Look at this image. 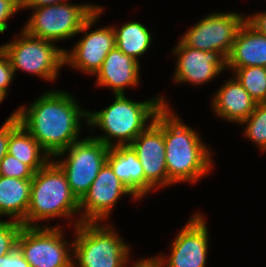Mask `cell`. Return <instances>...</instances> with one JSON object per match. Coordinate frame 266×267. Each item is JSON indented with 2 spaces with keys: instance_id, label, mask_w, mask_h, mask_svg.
Masks as SVG:
<instances>
[{
  "instance_id": "1",
  "label": "cell",
  "mask_w": 266,
  "mask_h": 267,
  "mask_svg": "<svg viewBox=\"0 0 266 267\" xmlns=\"http://www.w3.org/2000/svg\"><path fill=\"white\" fill-rule=\"evenodd\" d=\"M87 112L72 94L51 90L37 97L29 106H20L17 117L53 158L80 140L81 120L87 124Z\"/></svg>"
},
{
  "instance_id": "2",
  "label": "cell",
  "mask_w": 266,
  "mask_h": 267,
  "mask_svg": "<svg viewBox=\"0 0 266 267\" xmlns=\"http://www.w3.org/2000/svg\"><path fill=\"white\" fill-rule=\"evenodd\" d=\"M172 109L164 107L165 161L168 186L196 183L213 168L210 147L199 133L183 123ZM209 148V149H208Z\"/></svg>"
},
{
  "instance_id": "3",
  "label": "cell",
  "mask_w": 266,
  "mask_h": 267,
  "mask_svg": "<svg viewBox=\"0 0 266 267\" xmlns=\"http://www.w3.org/2000/svg\"><path fill=\"white\" fill-rule=\"evenodd\" d=\"M114 96V102L105 109L87 112L89 129L96 127L105 132L103 135L92 136V138L103 142L108 147L130 145L154 122L156 115L164 107L170 106L161 95L143 102L132 101L126 97L125 93L114 94Z\"/></svg>"
},
{
  "instance_id": "4",
  "label": "cell",
  "mask_w": 266,
  "mask_h": 267,
  "mask_svg": "<svg viewBox=\"0 0 266 267\" xmlns=\"http://www.w3.org/2000/svg\"><path fill=\"white\" fill-rule=\"evenodd\" d=\"M79 210V201L70 190L65 172L52 158L34 173L29 208L22 224L41 227L40 220L76 217Z\"/></svg>"
},
{
  "instance_id": "5",
  "label": "cell",
  "mask_w": 266,
  "mask_h": 267,
  "mask_svg": "<svg viewBox=\"0 0 266 267\" xmlns=\"http://www.w3.org/2000/svg\"><path fill=\"white\" fill-rule=\"evenodd\" d=\"M74 229L73 267H128L130 264V246L111 224L81 222Z\"/></svg>"
},
{
  "instance_id": "6",
  "label": "cell",
  "mask_w": 266,
  "mask_h": 267,
  "mask_svg": "<svg viewBox=\"0 0 266 267\" xmlns=\"http://www.w3.org/2000/svg\"><path fill=\"white\" fill-rule=\"evenodd\" d=\"M16 37L0 46L9 58L14 75L22 70L45 81L56 80L65 65V49L54 42L34 37L24 29Z\"/></svg>"
},
{
  "instance_id": "7",
  "label": "cell",
  "mask_w": 266,
  "mask_h": 267,
  "mask_svg": "<svg viewBox=\"0 0 266 267\" xmlns=\"http://www.w3.org/2000/svg\"><path fill=\"white\" fill-rule=\"evenodd\" d=\"M98 5L73 4L69 2L46 5L32 9L24 29L28 34L51 42L77 36L85 21L97 10Z\"/></svg>"
},
{
  "instance_id": "8",
  "label": "cell",
  "mask_w": 266,
  "mask_h": 267,
  "mask_svg": "<svg viewBox=\"0 0 266 267\" xmlns=\"http://www.w3.org/2000/svg\"><path fill=\"white\" fill-rule=\"evenodd\" d=\"M108 152L107 145L88 136L53 157V160L65 172L70 190L78 201L87 193L99 171L107 162ZM64 154L67 158L58 160L65 156Z\"/></svg>"
},
{
  "instance_id": "9",
  "label": "cell",
  "mask_w": 266,
  "mask_h": 267,
  "mask_svg": "<svg viewBox=\"0 0 266 267\" xmlns=\"http://www.w3.org/2000/svg\"><path fill=\"white\" fill-rule=\"evenodd\" d=\"M17 248L30 267H73V242L64 239L60 226H23Z\"/></svg>"
},
{
  "instance_id": "10",
  "label": "cell",
  "mask_w": 266,
  "mask_h": 267,
  "mask_svg": "<svg viewBox=\"0 0 266 267\" xmlns=\"http://www.w3.org/2000/svg\"><path fill=\"white\" fill-rule=\"evenodd\" d=\"M246 17L235 12H214L206 15L181 37V41L194 49L218 51L226 59Z\"/></svg>"
},
{
  "instance_id": "11",
  "label": "cell",
  "mask_w": 266,
  "mask_h": 267,
  "mask_svg": "<svg viewBox=\"0 0 266 267\" xmlns=\"http://www.w3.org/2000/svg\"><path fill=\"white\" fill-rule=\"evenodd\" d=\"M103 11V7L98 5L97 10L85 21L78 33H85L84 37L76 42L71 51L65 50V66L95 76L107 54L116 47L113 26L87 31L95 25Z\"/></svg>"
},
{
  "instance_id": "12",
  "label": "cell",
  "mask_w": 266,
  "mask_h": 267,
  "mask_svg": "<svg viewBox=\"0 0 266 267\" xmlns=\"http://www.w3.org/2000/svg\"><path fill=\"white\" fill-rule=\"evenodd\" d=\"M186 223L171 242L169 257H153L158 267H206L209 231L204 215L196 212Z\"/></svg>"
},
{
  "instance_id": "13",
  "label": "cell",
  "mask_w": 266,
  "mask_h": 267,
  "mask_svg": "<svg viewBox=\"0 0 266 267\" xmlns=\"http://www.w3.org/2000/svg\"><path fill=\"white\" fill-rule=\"evenodd\" d=\"M142 164L145 174V196L152 190L168 186L165 161L164 108L154 122L130 144Z\"/></svg>"
},
{
  "instance_id": "14",
  "label": "cell",
  "mask_w": 266,
  "mask_h": 267,
  "mask_svg": "<svg viewBox=\"0 0 266 267\" xmlns=\"http://www.w3.org/2000/svg\"><path fill=\"white\" fill-rule=\"evenodd\" d=\"M122 195H130L133 200H139L117 178L110 165L106 162L87 193L79 201L80 216L77 219L75 218L76 222L73 226L81 222H106L110 217L112 209H114L113 207H115Z\"/></svg>"
},
{
  "instance_id": "15",
  "label": "cell",
  "mask_w": 266,
  "mask_h": 267,
  "mask_svg": "<svg viewBox=\"0 0 266 267\" xmlns=\"http://www.w3.org/2000/svg\"><path fill=\"white\" fill-rule=\"evenodd\" d=\"M174 50V51H173ZM172 50L177 57L173 80L176 83L202 85L211 82L227 69V59L218 51H203L185 45L181 40Z\"/></svg>"
},
{
  "instance_id": "16",
  "label": "cell",
  "mask_w": 266,
  "mask_h": 267,
  "mask_svg": "<svg viewBox=\"0 0 266 267\" xmlns=\"http://www.w3.org/2000/svg\"><path fill=\"white\" fill-rule=\"evenodd\" d=\"M140 62L124 54L117 47L112 49L96 72V85L109 87L113 94H124L126 87H137L140 81Z\"/></svg>"
},
{
  "instance_id": "17",
  "label": "cell",
  "mask_w": 266,
  "mask_h": 267,
  "mask_svg": "<svg viewBox=\"0 0 266 267\" xmlns=\"http://www.w3.org/2000/svg\"><path fill=\"white\" fill-rule=\"evenodd\" d=\"M212 99L215 115L238 124L254 111L257 104L235 77L224 82Z\"/></svg>"
},
{
  "instance_id": "18",
  "label": "cell",
  "mask_w": 266,
  "mask_h": 267,
  "mask_svg": "<svg viewBox=\"0 0 266 267\" xmlns=\"http://www.w3.org/2000/svg\"><path fill=\"white\" fill-rule=\"evenodd\" d=\"M242 67L266 68V36L246 20L239 28L227 57V68Z\"/></svg>"
},
{
  "instance_id": "19",
  "label": "cell",
  "mask_w": 266,
  "mask_h": 267,
  "mask_svg": "<svg viewBox=\"0 0 266 267\" xmlns=\"http://www.w3.org/2000/svg\"><path fill=\"white\" fill-rule=\"evenodd\" d=\"M107 163L117 178L140 200L145 196V174L136 152L130 145L109 147Z\"/></svg>"
},
{
  "instance_id": "20",
  "label": "cell",
  "mask_w": 266,
  "mask_h": 267,
  "mask_svg": "<svg viewBox=\"0 0 266 267\" xmlns=\"http://www.w3.org/2000/svg\"><path fill=\"white\" fill-rule=\"evenodd\" d=\"M32 179L0 175V217L23 222L29 208Z\"/></svg>"
},
{
  "instance_id": "21",
  "label": "cell",
  "mask_w": 266,
  "mask_h": 267,
  "mask_svg": "<svg viewBox=\"0 0 266 267\" xmlns=\"http://www.w3.org/2000/svg\"><path fill=\"white\" fill-rule=\"evenodd\" d=\"M7 153L28 165L34 172L52 159L21 123L10 132Z\"/></svg>"
},
{
  "instance_id": "22",
  "label": "cell",
  "mask_w": 266,
  "mask_h": 267,
  "mask_svg": "<svg viewBox=\"0 0 266 267\" xmlns=\"http://www.w3.org/2000/svg\"><path fill=\"white\" fill-rule=\"evenodd\" d=\"M115 32L116 47L124 54L135 60L142 56L150 48L152 34L148 28L137 21L124 23L121 28L113 26Z\"/></svg>"
},
{
  "instance_id": "23",
  "label": "cell",
  "mask_w": 266,
  "mask_h": 267,
  "mask_svg": "<svg viewBox=\"0 0 266 267\" xmlns=\"http://www.w3.org/2000/svg\"><path fill=\"white\" fill-rule=\"evenodd\" d=\"M235 71L233 75L257 103H266V68L242 67L227 68Z\"/></svg>"
},
{
  "instance_id": "24",
  "label": "cell",
  "mask_w": 266,
  "mask_h": 267,
  "mask_svg": "<svg viewBox=\"0 0 266 267\" xmlns=\"http://www.w3.org/2000/svg\"><path fill=\"white\" fill-rule=\"evenodd\" d=\"M240 125L246 126L243 131L246 138L261 151H266V103H257L254 111Z\"/></svg>"
},
{
  "instance_id": "25",
  "label": "cell",
  "mask_w": 266,
  "mask_h": 267,
  "mask_svg": "<svg viewBox=\"0 0 266 267\" xmlns=\"http://www.w3.org/2000/svg\"><path fill=\"white\" fill-rule=\"evenodd\" d=\"M22 227L23 224L15 220H0V257L17 248V238Z\"/></svg>"
},
{
  "instance_id": "26",
  "label": "cell",
  "mask_w": 266,
  "mask_h": 267,
  "mask_svg": "<svg viewBox=\"0 0 266 267\" xmlns=\"http://www.w3.org/2000/svg\"><path fill=\"white\" fill-rule=\"evenodd\" d=\"M34 171L14 156L5 155L0 163V175L17 179H32Z\"/></svg>"
},
{
  "instance_id": "27",
  "label": "cell",
  "mask_w": 266,
  "mask_h": 267,
  "mask_svg": "<svg viewBox=\"0 0 266 267\" xmlns=\"http://www.w3.org/2000/svg\"><path fill=\"white\" fill-rule=\"evenodd\" d=\"M20 123L15 110L0 127V163L8 152L10 132Z\"/></svg>"
},
{
  "instance_id": "28",
  "label": "cell",
  "mask_w": 266,
  "mask_h": 267,
  "mask_svg": "<svg viewBox=\"0 0 266 267\" xmlns=\"http://www.w3.org/2000/svg\"><path fill=\"white\" fill-rule=\"evenodd\" d=\"M14 72L8 56L0 48V91L7 96L8 88L13 81Z\"/></svg>"
},
{
  "instance_id": "29",
  "label": "cell",
  "mask_w": 266,
  "mask_h": 267,
  "mask_svg": "<svg viewBox=\"0 0 266 267\" xmlns=\"http://www.w3.org/2000/svg\"><path fill=\"white\" fill-rule=\"evenodd\" d=\"M21 10V0H0V33L8 29L7 21Z\"/></svg>"
},
{
  "instance_id": "30",
  "label": "cell",
  "mask_w": 266,
  "mask_h": 267,
  "mask_svg": "<svg viewBox=\"0 0 266 267\" xmlns=\"http://www.w3.org/2000/svg\"><path fill=\"white\" fill-rule=\"evenodd\" d=\"M0 267H30L24 256L15 248L11 253L0 257Z\"/></svg>"
},
{
  "instance_id": "31",
  "label": "cell",
  "mask_w": 266,
  "mask_h": 267,
  "mask_svg": "<svg viewBox=\"0 0 266 267\" xmlns=\"http://www.w3.org/2000/svg\"><path fill=\"white\" fill-rule=\"evenodd\" d=\"M246 21L259 33L266 36V11L246 16Z\"/></svg>"
},
{
  "instance_id": "32",
  "label": "cell",
  "mask_w": 266,
  "mask_h": 267,
  "mask_svg": "<svg viewBox=\"0 0 266 267\" xmlns=\"http://www.w3.org/2000/svg\"><path fill=\"white\" fill-rule=\"evenodd\" d=\"M67 2V0H21V8H34Z\"/></svg>"
},
{
  "instance_id": "33",
  "label": "cell",
  "mask_w": 266,
  "mask_h": 267,
  "mask_svg": "<svg viewBox=\"0 0 266 267\" xmlns=\"http://www.w3.org/2000/svg\"><path fill=\"white\" fill-rule=\"evenodd\" d=\"M132 267H158L154 259L151 258H146V259H141L139 258L137 262L135 261V264Z\"/></svg>"
},
{
  "instance_id": "34",
  "label": "cell",
  "mask_w": 266,
  "mask_h": 267,
  "mask_svg": "<svg viewBox=\"0 0 266 267\" xmlns=\"http://www.w3.org/2000/svg\"><path fill=\"white\" fill-rule=\"evenodd\" d=\"M5 95L0 91V104L4 101Z\"/></svg>"
}]
</instances>
